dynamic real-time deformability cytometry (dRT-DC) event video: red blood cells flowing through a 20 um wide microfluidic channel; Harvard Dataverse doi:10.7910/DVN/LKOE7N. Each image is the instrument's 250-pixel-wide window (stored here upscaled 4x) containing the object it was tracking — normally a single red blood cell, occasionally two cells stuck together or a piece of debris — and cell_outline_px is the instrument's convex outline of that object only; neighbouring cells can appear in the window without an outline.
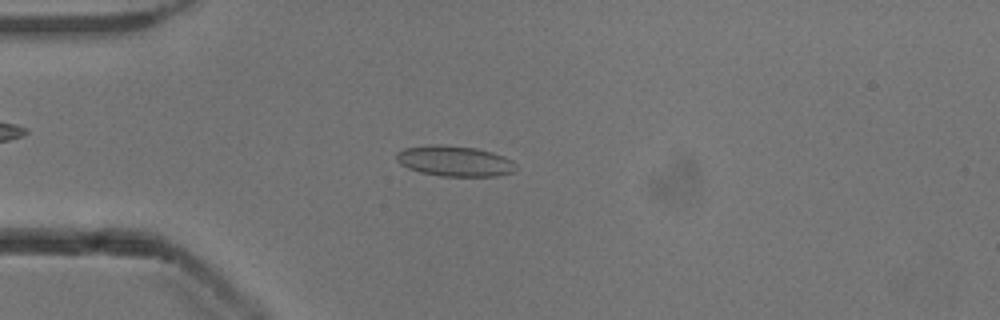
{"species": "common noctule bat (a hibernating species)", "species_latin": "Nyctalus noctula", "temperature_condition": "cold", "stored_images_in_passage": 27, "camera_frame_rate_fps": 3000, "um_per_image_px": 0.085, "animal": {"sex": "male", "body_mass_g": 13.3}, "frame": {"image": 1, "passage_image": 5, "time_ms": 1.333, "image_size_px": [1000, 320], "cell_outline_px": [[516, 168], [512, 172], [496, 176], [440, 176], [420, 172], [408, 168], [400, 164], [396, 160], [396, 152], [404, 148], [428, 144], [436, 144], [476, 148], [492, 152], [504, 156], [512, 160], [516, 164]], "centroid_in_image_um": [38.62, 13.68], "position_along_channel_um": 46.4, "area_um2": 21.39}}
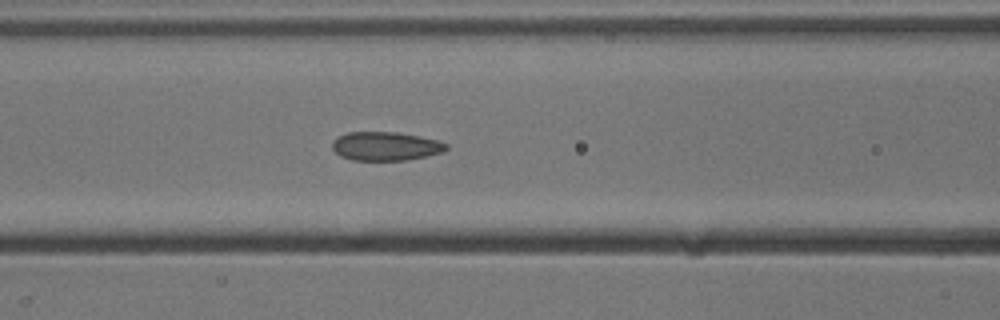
{"frame": {"image": 2, "passage_image": 13, "time_ms": 4.0, "image_size_px": [1000, 320], "cell_outline_px": [[448, 148], [444, 152], [408, 160], [352, 160], [340, 156], [332, 148], [332, 140], [348, 132], [396, 132], [420, 136], [436, 140], [448, 144]], "centroid_in_image_um": [32.78, 12.43], "position_along_channel_um": 133.8, "area_um2": 19.13}}
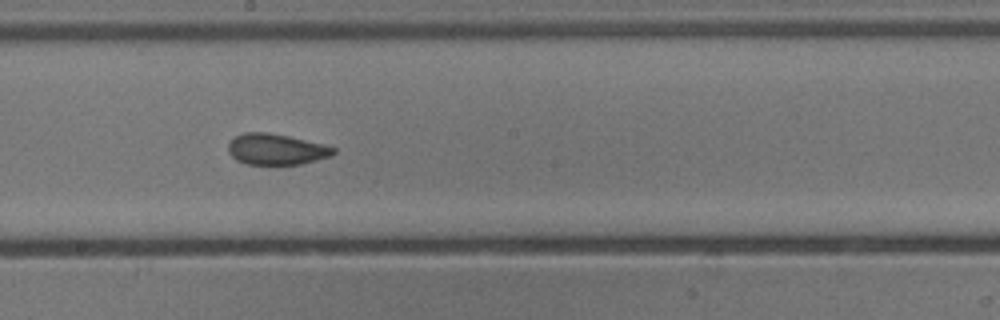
{"frame": {"image": 3, "passage_image": 20, "time_ms": 6.333, "image_size_px": [1000, 320], "cell_outline_px": [[336, 152], [332, 156], [300, 164], [248, 164], [236, 160], [228, 152], [228, 144], [236, 136], [244, 132], [268, 132], [288, 136], [324, 144], [336, 148]], "centroid_in_image_um": [23.49, 12.68], "position_along_channel_um": 224.7, "area_um2": 18.96}}